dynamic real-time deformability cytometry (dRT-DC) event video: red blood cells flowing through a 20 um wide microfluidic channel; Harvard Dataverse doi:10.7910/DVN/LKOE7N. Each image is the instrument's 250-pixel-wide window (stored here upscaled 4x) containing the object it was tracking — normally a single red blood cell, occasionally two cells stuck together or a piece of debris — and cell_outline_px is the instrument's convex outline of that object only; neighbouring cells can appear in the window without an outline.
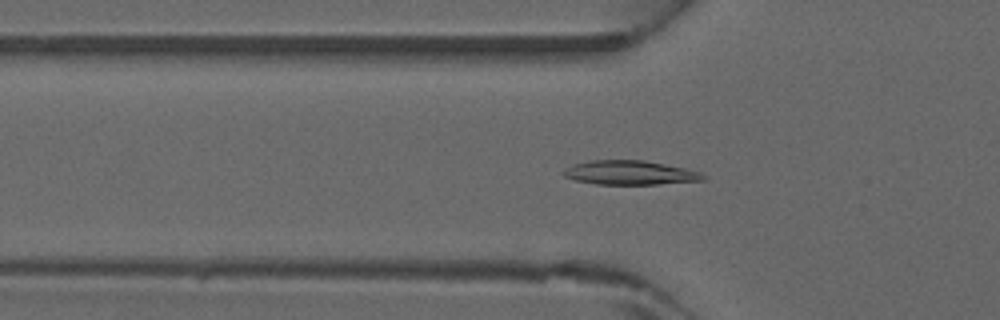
{"species": "common noctule bat (a hibernating species)", "species_latin": "Nyctalus noctula", "temperature_condition": "warm", "stored_images_in_passage": 42, "camera_frame_rate_fps": 3000, "um_per_image_px": 0.085, "animal": {"sex": "male", "forearm_length_mm": 52.5}, "frame": {"image": 1, "passage_image": 12, "time_ms": 3.667, "image_size_px": [1000, 320], "cell_outline_px": [[704, 180], [656, 184], [596, 184], [576, 180], [564, 176], [560, 172], [564, 168], [572, 164], [588, 160], [644, 160], [684, 168], [700, 172], [704, 176]], "centroid_in_image_um": [53.46, 14.67], "position_along_channel_um": 72.3, "area_um2": 19.59}}
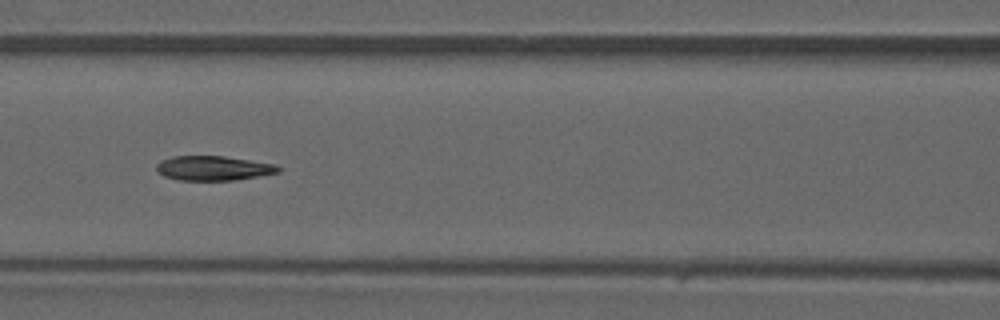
{"frame": {"image": 2, "passage_image": 17, "time_ms": 5.333, "image_size_px": [1000, 320], "cell_outline_px": [[280, 172], [236, 180], [180, 180], [164, 176], [156, 168], [156, 164], [160, 160], [172, 156], [224, 156], [276, 164], [280, 168]], "centroid_in_image_um": [18.14, 14.29], "position_along_channel_um": 148.5, "area_um2": 17.4}}
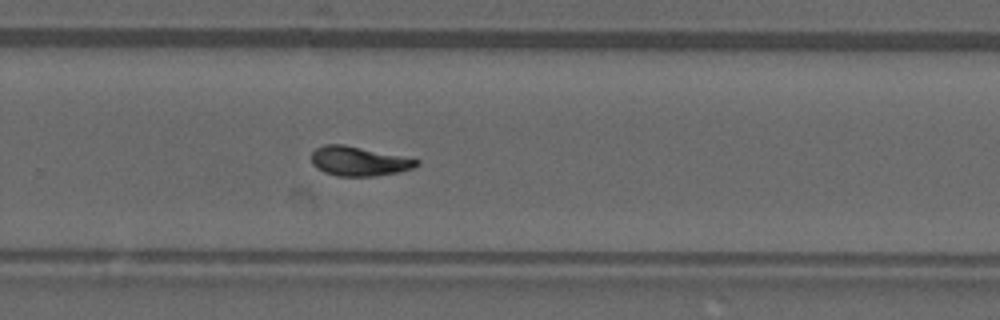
{"frame": {"image": 3, "passage_image": 27, "time_ms": 8.667, "image_size_px": [1000, 320], "cell_outline_px": [[420, 164], [412, 168], [396, 172], [372, 176], [336, 176], [324, 172], [316, 168], [312, 164], [312, 152], [316, 148], [324, 144], [344, 144], [420, 160]], "centroid_in_image_um": [30.46, 13.7], "position_along_channel_um": 299.3, "area_um2": 17.86}}